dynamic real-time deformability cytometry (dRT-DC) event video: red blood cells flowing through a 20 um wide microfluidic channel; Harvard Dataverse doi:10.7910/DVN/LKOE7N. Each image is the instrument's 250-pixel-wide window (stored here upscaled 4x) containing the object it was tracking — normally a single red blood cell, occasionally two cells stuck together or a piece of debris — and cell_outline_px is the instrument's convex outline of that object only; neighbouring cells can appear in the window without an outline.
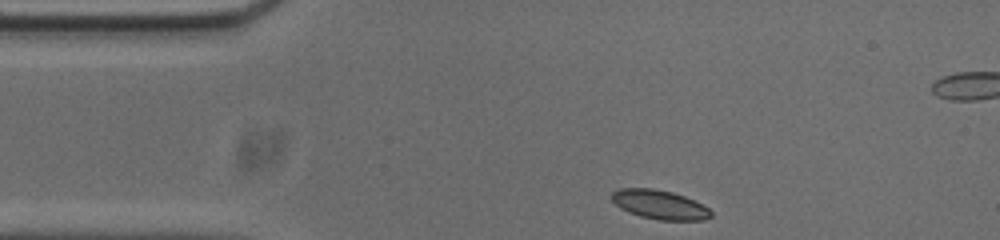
{"species": "common noctule bat (a hibernating species)", "species_latin": "Nyctalus noctula", "temperature_condition": "cold", "stored_images_in_passage": 47, "camera_frame_rate_fps": 3000, "um_per_image_px": 0.085, "animal": {"sex": "male", "body_mass_g": 20.0, "forearm_length_mm": 53.3}, "frame": {"image": 1, "passage_image": 1, "time_ms": 0.0, "image_size_px": [1000, 240], "cell_outline_px": [[712, 216], [704, 220], [660, 220], [640, 216], [628, 212], [620, 208], [612, 200], [612, 192], [620, 188], [652, 188], [672, 192], [684, 196], [708, 208], [712, 212]], "centroid_in_image_um": [56.05, 17.39], "position_along_channel_um": 28.9, "area_um2": 16.7}}
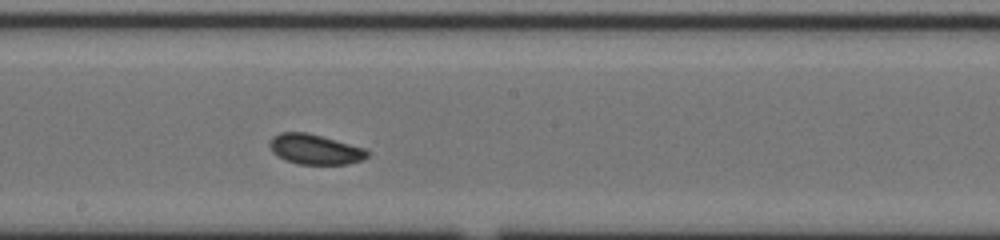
{"frame": {"image": 2, "passage_image": 20, "time_ms": 6.333, "image_size_px": [1000, 240], "cell_outline_px": [[368, 156], [364, 160], [348, 164], [300, 164], [284, 160], [276, 156], [272, 152], [268, 144], [272, 136], [280, 132], [304, 132], [320, 136], [364, 148], [368, 152]], "centroid_in_image_um": [26.73, 12.7], "position_along_channel_um": 221.5, "area_um2": 17.11}}
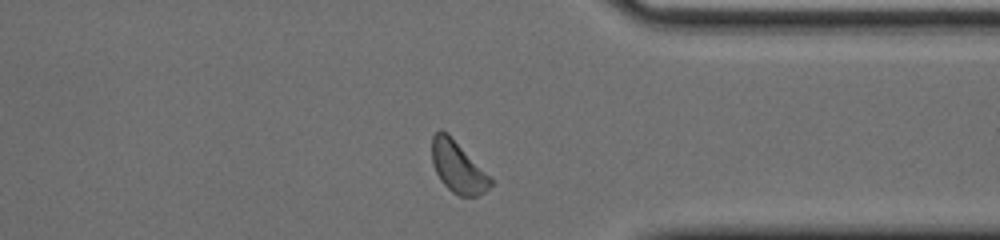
{"frame": {"image": 3, "passage_image": 33, "time_ms": 10.667, "image_size_px": [1000, 240], "cell_outline_px": [[492, 184], [484, 192], [476, 196], [460, 196], [452, 192], [440, 180], [432, 164], [432, 136], [440, 128], [448, 132], [492, 176]], "centroid_in_image_um": [38.93, 14.16], "position_along_channel_um": 372.5, "area_um2": 17.92}, "authors_computed_cell_mechanics": {"area_um2": 17.2244, "velocity_mm_per_s": 3.6655, "shape_relaxation_time_tau1_ms": 8.0166, "shape_relaxation_time_tau2_ms": null, "deformation_change_tau1": 0.0896, "deformation_change_tau2": null}}